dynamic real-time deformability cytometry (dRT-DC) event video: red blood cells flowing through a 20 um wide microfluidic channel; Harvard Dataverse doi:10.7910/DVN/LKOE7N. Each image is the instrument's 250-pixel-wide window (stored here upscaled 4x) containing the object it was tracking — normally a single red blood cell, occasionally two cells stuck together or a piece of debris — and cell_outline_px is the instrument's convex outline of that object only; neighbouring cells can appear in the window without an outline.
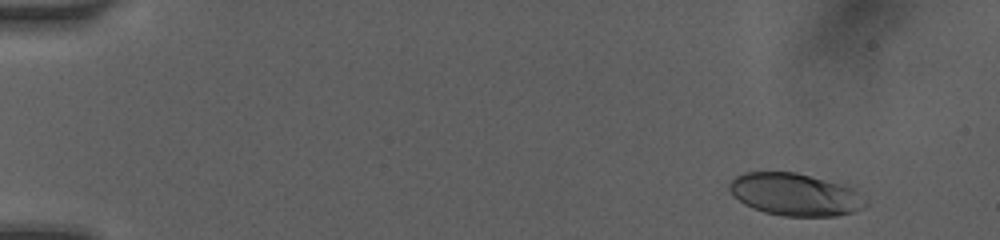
{"species": "human", "species_latin": "Homo sapiens", "temperature_condition": "room temperature", "stored_images_in_passage": 18, "camera_frame_rate_fps": 3000, "um_per_image_px": 0.085, "donor": {"sex": "female"}, "frame": {"image": 1, "passage_image": 4, "time_ms": 1.333, "image_size_px": [1000, 240], "cell_outline_px": [[868, 204], [852, 212], [836, 216], [784, 216], [764, 212], [752, 208], [744, 204], [728, 188], [728, 184], [736, 176], [744, 172], [796, 172], [852, 188], [868, 200]], "centroid_in_image_um": [67.57, 16.54], "position_along_channel_um": 17.4, "area_um2": 33.29}}
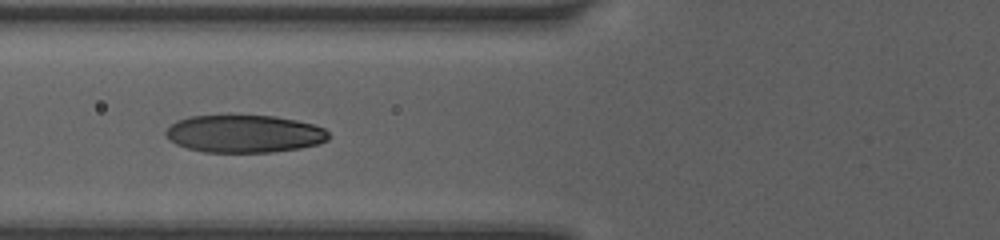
{"frame": {"image": 2, "passage_image": 16, "time_ms": 6.667, "image_size_px": [1000, 240], "cell_outline_px": [[328, 140], [316, 144], [300, 148], [272, 152], [204, 152], [188, 148], [176, 144], [164, 136], [164, 132], [176, 120], [188, 116], [276, 116], [296, 120], [312, 124], [324, 128], [328, 132]], "centroid_in_image_um": [20.74, 11.37], "position_along_channel_um": 105.1, "area_um2": 35.6}}
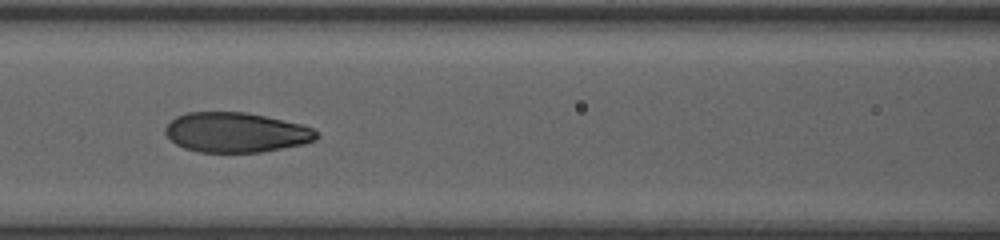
{"frame": {"image": 3, "passage_image": 18, "time_ms": 7.667, "image_size_px": [1000, 240], "cell_outline_px": [[320, 136], [316, 140], [304, 144], [260, 152], [200, 152], [184, 148], [176, 144], [164, 132], [164, 128], [176, 116], [188, 112], [244, 112], [264, 116], [300, 124], [312, 128]], "centroid_in_image_um": [20.06, 11.26], "position_along_channel_um": 146.5, "area_um2": 34.97}}